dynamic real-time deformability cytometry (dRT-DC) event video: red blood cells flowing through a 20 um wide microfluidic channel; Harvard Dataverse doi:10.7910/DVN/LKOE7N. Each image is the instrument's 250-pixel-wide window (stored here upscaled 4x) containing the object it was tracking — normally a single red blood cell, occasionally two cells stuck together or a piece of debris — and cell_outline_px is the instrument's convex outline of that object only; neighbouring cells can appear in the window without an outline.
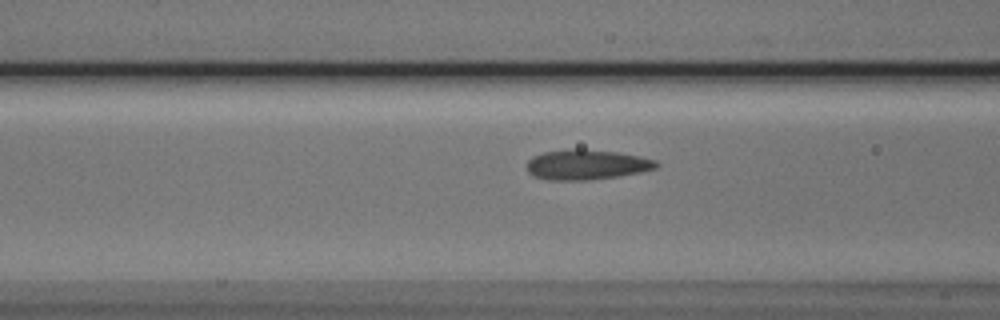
{"species": "Egyptian fruit bat (a non-hibernating species)", "species_latin": "Rousettus aegyptiacus", "temperature_condition": "cold", "stored_images_in_passage": 34, "camera_frame_rate_fps": 3000, "um_per_image_px": 0.085, "animal": {"sex": "male"}, "frame": {"image": 1, "passage_image": 7, "time_ms": 2.0, "image_size_px": [1000, 320], "cell_outline_px": [[660, 164], [656, 168], [640, 172], [620, 176], [588, 180], [548, 180], [532, 176], [528, 172], [528, 160], [532, 156], [544, 152], [576, 148], [580, 148], [616, 152], [640, 156], [656, 160]], "centroid_in_image_um": [49.86, 13.99], "position_along_channel_um": 116.7, "area_um2": 22.83}}
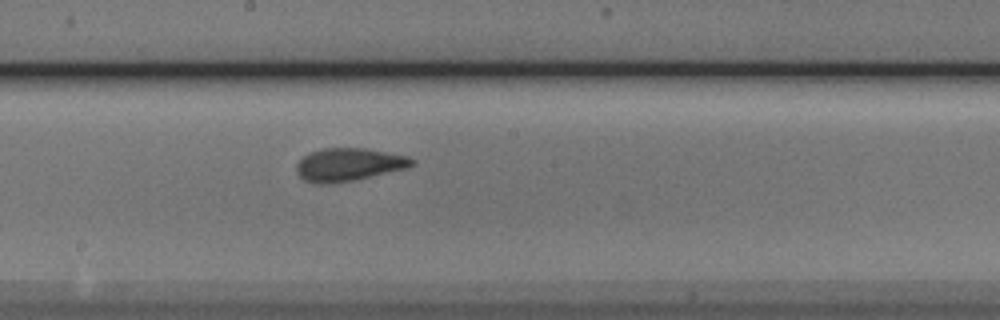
{"frame": {"image": 2, "passage_image": 15, "time_ms": 4.667, "image_size_px": [1000, 320], "cell_outline_px": [[416, 164], [408, 168], [352, 180], [328, 184], [316, 184], [304, 180], [296, 172], [296, 164], [304, 156], [312, 152], [324, 148], [368, 148], [408, 156], [416, 160]], "centroid_in_image_um": [29.67, 13.98], "position_along_channel_um": 218.5, "area_um2": 22.2}}
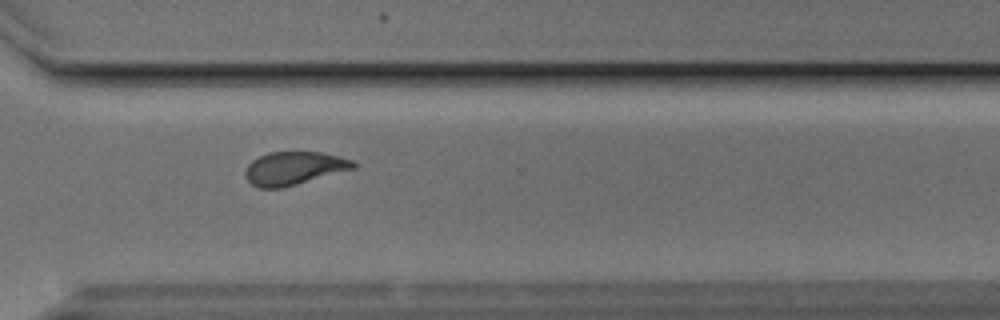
{"frame": {"image": 3, "passage_image": 25, "time_ms": 8.0, "image_size_px": [1000, 320], "cell_outline_px": [[356, 168], [284, 188], [260, 188], [252, 184], [244, 176], [244, 172], [248, 164], [252, 160], [268, 152], [320, 152], [340, 156], [352, 160], [356, 164]], "centroid_in_image_um": [24.99, 14.31], "position_along_channel_um": 345.6, "area_um2": 21.04}, "authors_computed_cell_mechanics": {"area_um2": 21.6461, "velocity_mm_per_s": 3.8101, "shape_relaxation_time_tau1_ms": 3.4458, "shape_relaxation_time_tau2_ms": 0.9071, "deformation_change_tau1": 0.1395, "deformation_change_tau2": 0.0816}}